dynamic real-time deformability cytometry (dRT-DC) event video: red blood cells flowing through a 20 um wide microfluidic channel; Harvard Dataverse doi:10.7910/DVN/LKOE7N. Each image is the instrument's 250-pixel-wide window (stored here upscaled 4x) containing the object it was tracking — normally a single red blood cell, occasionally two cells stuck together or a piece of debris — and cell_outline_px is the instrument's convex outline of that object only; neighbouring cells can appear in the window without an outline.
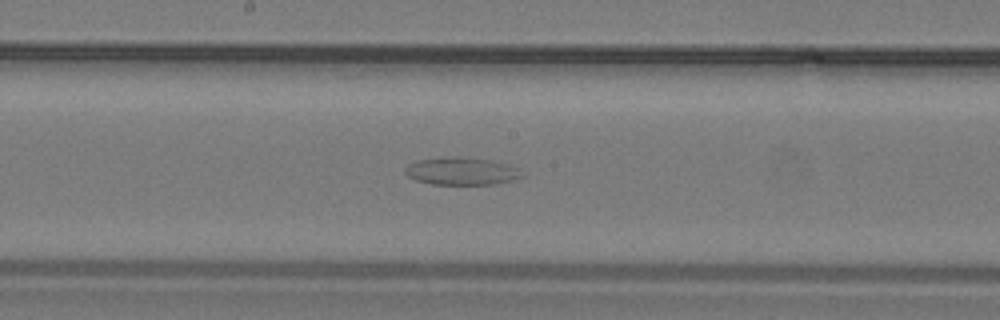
{"species": "common noctule bat (a hibernating species)", "species_latin": "Nyctalus noctula", "temperature_condition": "warm", "stored_images_in_passage": 14, "camera_frame_rate_fps": 3000, "um_per_image_px": 0.085, "animal": {"sex": "male", "body_mass_g": 19.2, "forearm_length_mm": 51.8}, "frame": {"image": 1, "passage_image": 12, "time_ms": 3.667, "image_size_px": [1000, 320], "cell_outline_px": [[524, 176], [516, 180], [496, 184], [432, 184], [416, 180], [408, 176], [404, 172], [404, 168], [408, 164], [416, 160], [452, 156], [460, 156], [492, 160], [520, 168]], "centroid_in_image_um": [39.26, 14.54], "position_along_channel_um": 208.9, "area_um2": 19.07}}
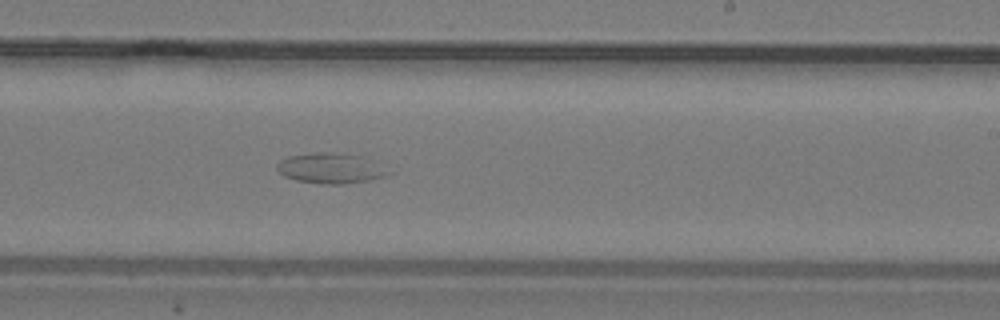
{"frame": {"image": 2, "passage_image": 14, "time_ms": 4.333, "image_size_px": [1000, 320], "cell_outline_px": [[392, 172], [384, 176], [372, 180], [340, 184], [320, 184], [296, 180], [284, 176], [276, 168], [276, 164], [280, 160], [288, 156], [320, 152], [328, 152], [364, 156]], "centroid_in_image_um": [28.09, 14.31], "position_along_channel_um": 260.9, "area_um2": 19.65}}